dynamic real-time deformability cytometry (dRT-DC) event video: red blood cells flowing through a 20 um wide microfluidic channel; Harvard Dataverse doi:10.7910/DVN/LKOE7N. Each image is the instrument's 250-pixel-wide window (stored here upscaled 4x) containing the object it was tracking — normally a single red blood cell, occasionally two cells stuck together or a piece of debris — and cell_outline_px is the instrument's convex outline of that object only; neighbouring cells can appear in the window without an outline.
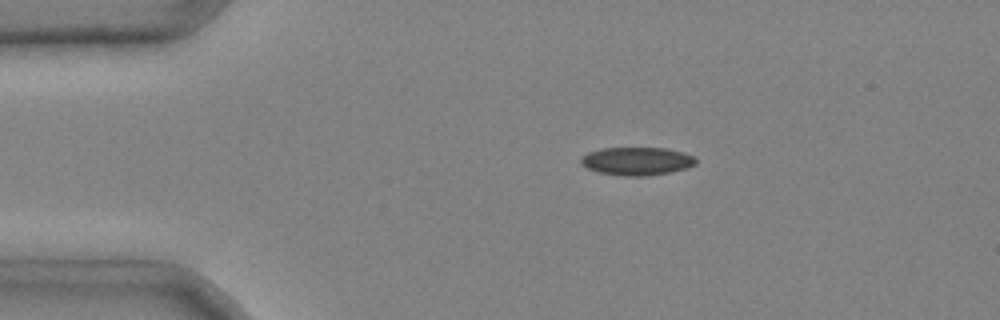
{"species": "common noctule bat (a hibernating species)", "species_latin": "Nyctalus noctula", "temperature_condition": "cold", "stored_images_in_passage": 3, "camera_frame_rate_fps": 3000, "um_per_image_px": 0.085, "animal": {"sex": "male", "body_mass_g": 20.4}, "frame": {"image": 1, "passage_image": 2, "time_ms": 0.333, "image_size_px": [1000, 320], "cell_outline_px": [[696, 164], [688, 168], [668, 172], [644, 176], [624, 176], [600, 172], [588, 168], [580, 160], [588, 152], [600, 148], [664, 148], [684, 152], [696, 156]], "centroid_in_image_um": [54.19, 13.69], "position_along_channel_um": 30.8, "area_um2": 18.67}}